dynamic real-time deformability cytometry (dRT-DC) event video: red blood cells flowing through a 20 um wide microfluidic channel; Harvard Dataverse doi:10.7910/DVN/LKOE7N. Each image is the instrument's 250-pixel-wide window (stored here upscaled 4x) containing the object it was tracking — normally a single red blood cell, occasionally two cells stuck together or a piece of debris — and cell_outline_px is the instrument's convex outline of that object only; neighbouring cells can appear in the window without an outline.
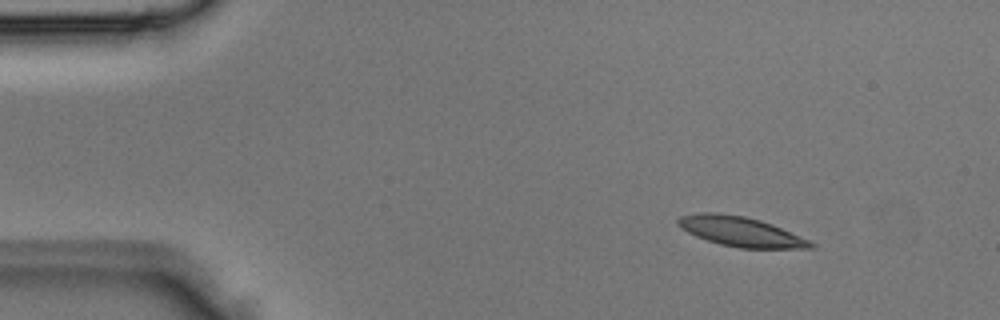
{"species": "Egyptian fruit bat (a non-hibernating species)", "species_latin": "Rousettus aegyptiacus", "temperature_condition": "room temperature", "stored_images_in_passage": 2, "camera_frame_rate_fps": 3000, "um_per_image_px": 0.085, "animal": {"sex": "male"}, "frame": {"image": 1, "passage_image": 1, "time_ms": 0.0, "image_size_px": [1000, 320], "cell_outline_px": [[816, 244], [812, 248], [740, 248], [720, 244], [696, 236], [680, 228], [676, 224], [676, 220], [680, 216], [700, 212], [716, 212], [744, 216], [760, 220], [772, 224], [808, 240]], "centroid_in_image_um": [62.9, 19.67], "position_along_channel_um": 22.1, "area_um2": 22.83}}